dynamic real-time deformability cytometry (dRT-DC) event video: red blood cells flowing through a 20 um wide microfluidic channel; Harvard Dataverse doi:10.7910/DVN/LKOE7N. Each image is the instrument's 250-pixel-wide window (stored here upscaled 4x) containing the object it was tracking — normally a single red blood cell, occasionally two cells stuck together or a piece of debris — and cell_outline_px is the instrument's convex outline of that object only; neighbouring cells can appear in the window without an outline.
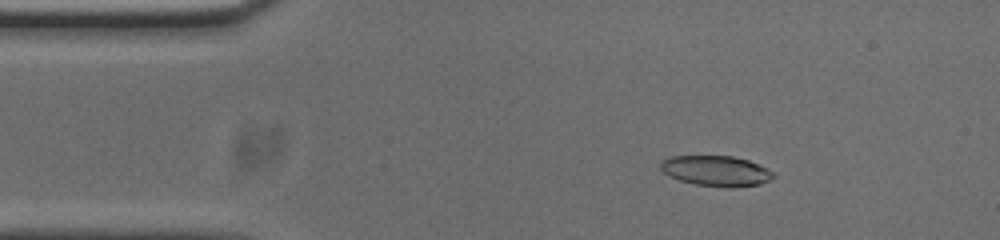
{"species": "common noctule bat (a hibernating species)", "species_latin": "Nyctalus noctula", "temperature_condition": "cold", "stored_images_in_passage": 52, "camera_frame_rate_fps": 3000, "um_per_image_px": 0.085, "animal": {"sex": "male", "body_mass_g": 20.0, "forearm_length_mm": 53.3}, "frame": {"image": 1, "passage_image": 7, "time_ms": 2.0, "image_size_px": [1000, 240], "cell_outline_px": [[776, 176], [760, 184], [696, 184], [680, 180], [664, 172], [660, 168], [660, 164], [668, 156], [732, 156], [748, 160], [772, 172]], "centroid_in_image_um": [60.81, 14.46], "position_along_channel_um": 24.2, "area_um2": 18.73}}
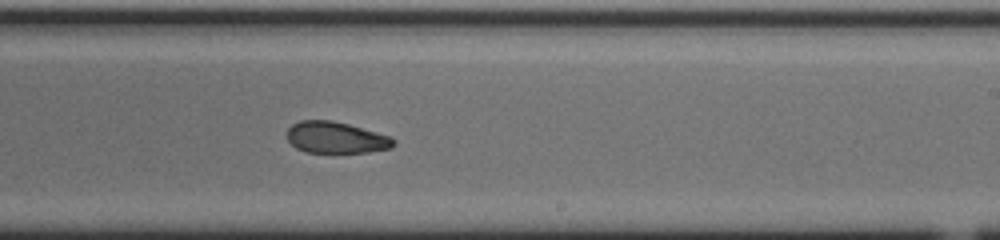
{"frame": {"image": 2, "passage_image": 30, "time_ms": 9.667, "image_size_px": [1000, 240], "cell_outline_px": [[396, 144], [392, 148], [368, 152], [304, 152], [296, 148], [288, 140], [288, 128], [292, 124], [300, 120], [332, 120], [348, 124], [376, 132], [388, 136], [396, 140]], "centroid_in_image_um": [28.55, 11.69], "position_along_channel_um": 260.4, "area_um2": 19.48}}
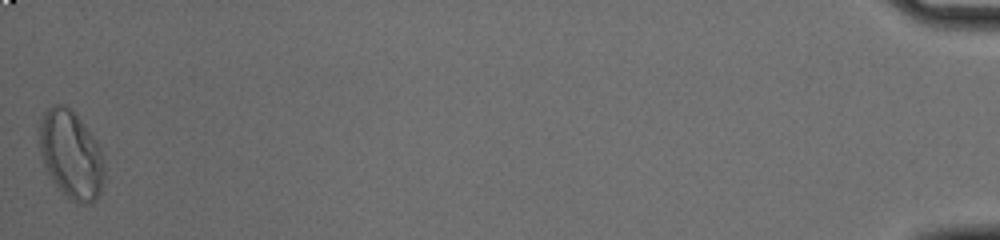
{"frame": {"image": 3, "passage_image": 52, "time_ms": 17.0, "image_size_px": [1000, 240], "cell_outline_px": [[104, 176], [100, 192], [88, 204], [80, 204], [72, 200], [52, 180], [44, 164], [36, 140], [40, 124], [44, 112], [52, 104], [64, 104], [80, 120], [96, 140], [100, 148], [104, 160]], "centroid_in_image_um": [6.01, 13.11], "position_along_channel_um": 429.2, "area_um2": 33.06}, "authors_computed_cell_mechanics": {"area_um2": 21.097, "velocity_mm_per_s": 3.7789, "shape_relaxation_time_tau1_ms": 6.7666, "shape_relaxation_time_tau2_ms": 7.5808, "deformation_change_tau1": 0.1354, "deformation_change_tau2": 0.135}}